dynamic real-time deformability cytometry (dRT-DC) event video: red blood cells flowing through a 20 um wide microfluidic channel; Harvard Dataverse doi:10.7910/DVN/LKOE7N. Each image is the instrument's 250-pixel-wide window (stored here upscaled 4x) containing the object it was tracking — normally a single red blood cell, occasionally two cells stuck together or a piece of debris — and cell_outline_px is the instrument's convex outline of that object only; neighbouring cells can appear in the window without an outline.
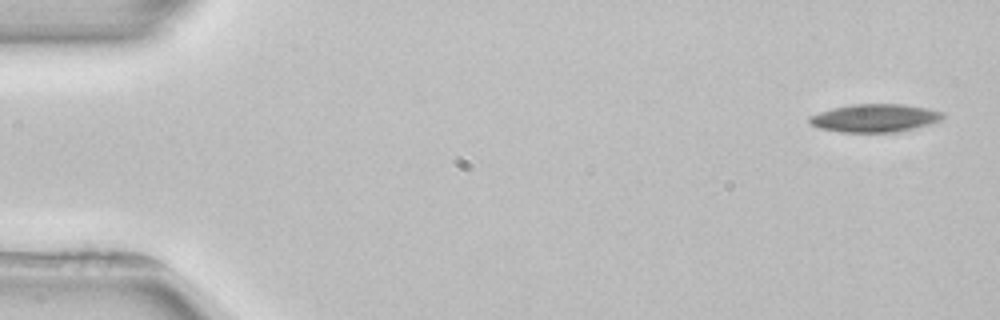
{"species": "common noctule bat (a hibernating species)", "species_latin": "Nyctalus noctula", "temperature_condition": "room temperature", "stored_images_in_passage": 4, "segment_of_instrument_passage": [1, 2], "camera_frame_rate_fps": 3000, "um_per_image_px": 0.085, "animal": {"sex": "female", "body_mass_g": 22.7, "forearm_length_mm": 54.2}, "frame": {"image": 1, "passage_image": 1, "time_ms": 0.0, "image_size_px": [1000, 320], "cell_outline_px": [[944, 116], [940, 120], [916, 128], [896, 132], [840, 132], [820, 128], [812, 124], [808, 120], [808, 116], [832, 108], [852, 104], [904, 104], [928, 108], [944, 112]], "centroid_in_image_um": [74.37, 10.03], "position_along_channel_um": 10.6, "area_um2": 21.79}}